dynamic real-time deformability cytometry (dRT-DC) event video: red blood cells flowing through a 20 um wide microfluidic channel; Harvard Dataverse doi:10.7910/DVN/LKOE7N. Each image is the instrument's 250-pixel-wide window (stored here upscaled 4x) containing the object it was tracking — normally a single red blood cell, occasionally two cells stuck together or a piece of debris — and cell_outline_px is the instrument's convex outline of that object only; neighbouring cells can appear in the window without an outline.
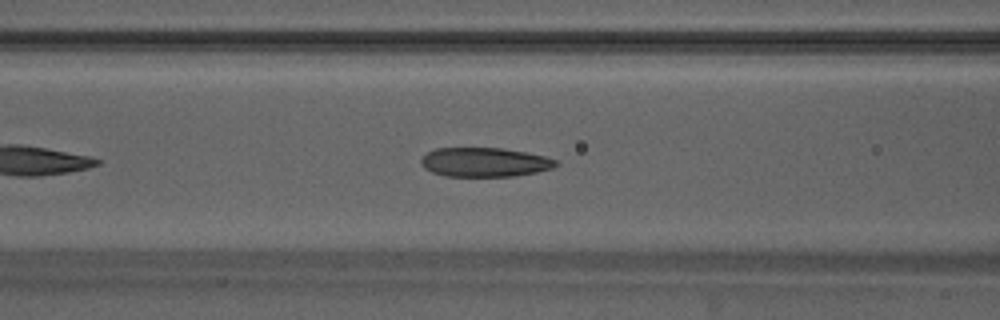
{"species": "Egyptian fruit bat (a non-hibernating species)", "species_latin": "Rousettus aegyptiacus", "temperature_condition": "warm", "stored_images_in_passage": 36, "camera_frame_rate_fps": 3000, "um_per_image_px": 0.085, "animal": {"sex": "male"}, "frame": {"image": 1, "passage_image": 9, "time_ms": 2.667, "image_size_px": [1000, 320], "cell_outline_px": [[560, 164], [552, 168], [536, 172], [516, 176], [444, 176], [432, 172], [424, 168], [420, 164], [420, 160], [428, 152], [436, 148], [500, 148], [524, 152], [544, 156], [556, 160]], "centroid_in_image_um": [41.18, 13.79], "position_along_channel_um": 125.4, "area_um2": 22.89}}
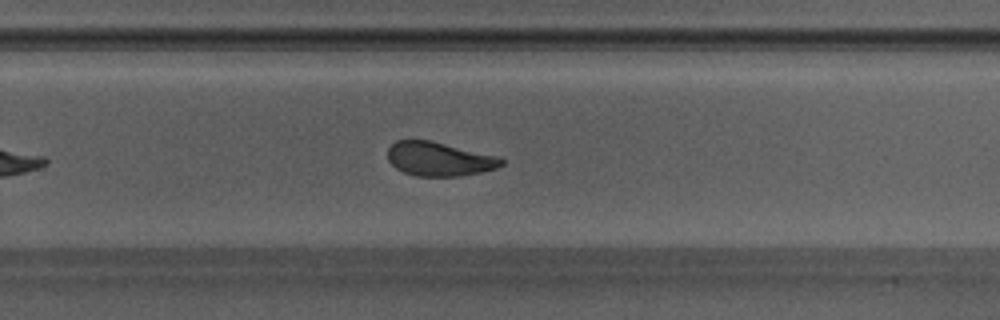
{"frame": {"image": 2, "passage_image": 21, "time_ms": 6.667, "image_size_px": [1000, 320], "cell_outline_px": [[504, 164], [496, 168], [480, 172], [460, 176], [416, 176], [404, 172], [396, 168], [388, 160], [388, 148], [396, 140], [428, 140], [496, 156], [504, 160]], "centroid_in_image_um": [37.3, 13.52], "position_along_channel_um": 292.5, "area_um2": 22.2}}
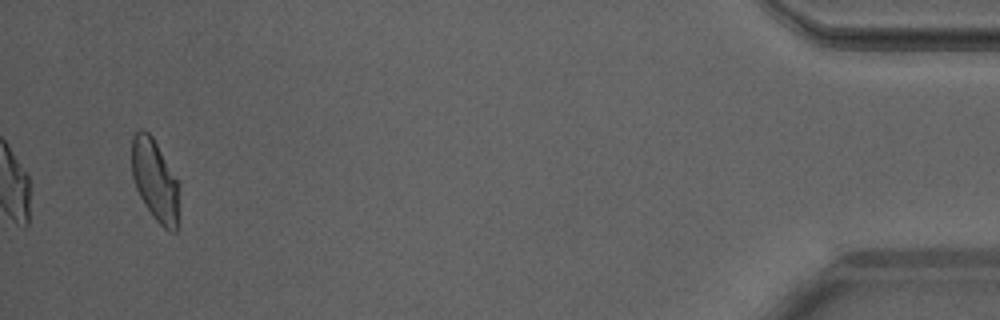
{"frame": {"image": 3, "passage_image": 36, "time_ms": 11.667, "image_size_px": [1000, 320], "cell_outline_px": [[180, 184], [176, 232], [168, 232], [152, 216], [144, 204], [136, 188], [132, 176], [132, 136], [140, 128], [144, 128], [152, 136]], "centroid_in_image_um": [13.18, 15.33], "position_along_channel_um": 422.0, "area_um2": 22.72}, "authors_computed_cell_mechanics": {"area_um2": 23.2067, "velocity_mm_per_s": 4.1898, "shape_relaxation_time_tau1_ms": 4.5651, "shape_relaxation_time_tau2_ms": 1.2204, "deformation_change_tau1": 0.1479, "deformation_change_tau2": 0.0748}}